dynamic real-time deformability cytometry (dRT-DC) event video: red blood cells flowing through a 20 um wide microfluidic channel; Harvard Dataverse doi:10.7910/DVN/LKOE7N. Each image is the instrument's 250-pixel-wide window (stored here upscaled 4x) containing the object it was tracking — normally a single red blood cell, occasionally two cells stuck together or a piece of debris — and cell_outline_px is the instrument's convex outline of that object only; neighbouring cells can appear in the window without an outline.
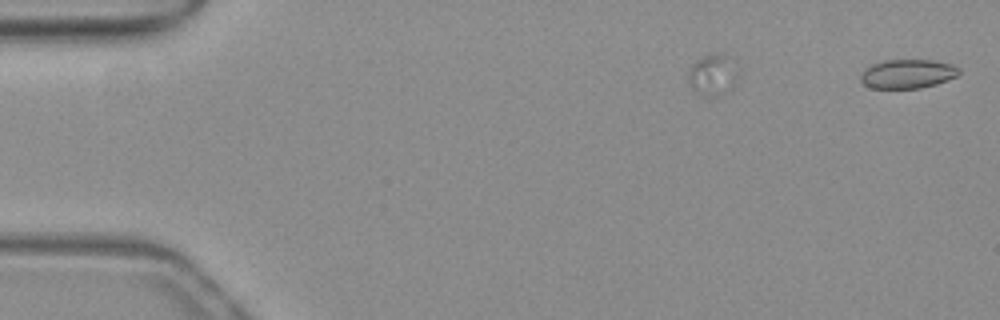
{"species": "common noctule bat (a hibernating species)", "species_latin": "Nyctalus noctula", "temperature_condition": "warm", "stored_images_in_passage": 4, "camera_frame_rate_fps": 3000, "um_per_image_px": 0.085, "animal": {"sex": "female", "body_mass_g": 19.3, "forearm_length_mm": 54.1}, "frame": {"image": 1, "passage_image": 1, "time_ms": 0.0, "image_size_px": [1000, 320], "cell_outline_px": [[960, 72], [956, 76], [936, 84], [920, 88], [872, 88], [864, 84], [860, 80], [860, 76], [872, 64], [884, 60], [932, 60], [952, 64], [960, 68]], "centroid_in_image_um": [77.17, 6.27], "position_along_channel_um": 7.8, "area_um2": 16.47}}